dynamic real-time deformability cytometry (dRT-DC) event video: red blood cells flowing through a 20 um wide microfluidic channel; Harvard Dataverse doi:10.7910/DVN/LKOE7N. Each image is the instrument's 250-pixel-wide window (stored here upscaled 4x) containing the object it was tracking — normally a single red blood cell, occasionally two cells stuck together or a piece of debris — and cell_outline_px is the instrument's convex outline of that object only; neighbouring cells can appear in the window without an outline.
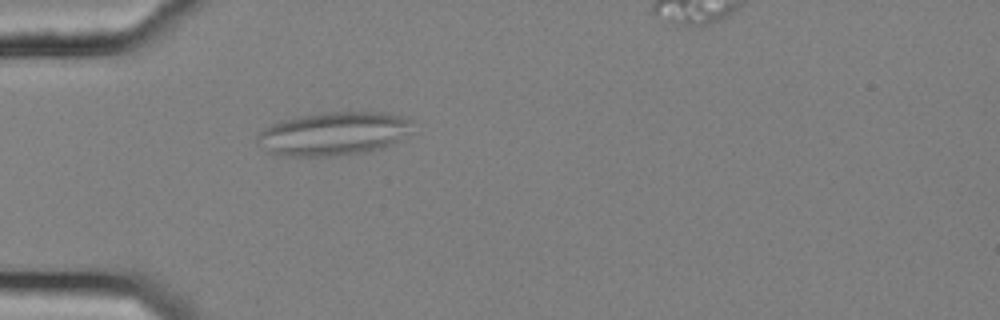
{"species": "common noctule bat (a hibernating species)", "species_latin": "Nyctalus noctula", "temperature_condition": "cold", "stored_images_in_passage": 44, "camera_frame_rate_fps": 3000, "um_per_image_px": 0.085, "animal": {"sex": "female", "body_mass_g": 25.1}, "frame": {"image": 1, "passage_image": 9, "time_ms": 2.667, "image_size_px": [1000, 320], "cell_outline_px": [[412, 120], [400, 140], [380, 148], [368, 152], [332, 156], [280, 156], [268, 152], [256, 144], [256, 132], [280, 120], [300, 116], [328, 112], [384, 112], [408, 116]], "centroid_in_image_um": [28.27, 11.36], "position_along_channel_um": 56.7, "area_um2": 39.48}}
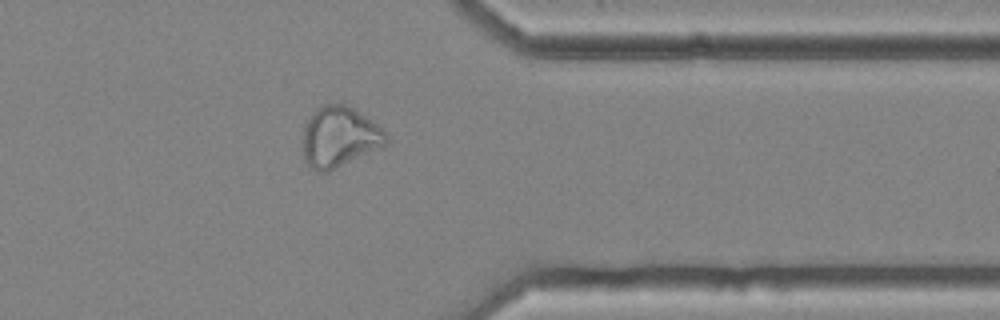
{"frame": {"image": 2, "passage_image": 37, "time_ms": 12.0, "image_size_px": [1000, 320], "cell_outline_px": [[388, 140], [384, 148], [328, 172], [320, 172], [312, 168], [304, 160], [304, 128], [308, 120], [316, 108], [324, 104], [344, 104], [352, 108], [384, 128], [388, 136]], "centroid_in_image_um": [28.91, 11.67], "position_along_channel_um": 382.5, "area_um2": 29.59}}